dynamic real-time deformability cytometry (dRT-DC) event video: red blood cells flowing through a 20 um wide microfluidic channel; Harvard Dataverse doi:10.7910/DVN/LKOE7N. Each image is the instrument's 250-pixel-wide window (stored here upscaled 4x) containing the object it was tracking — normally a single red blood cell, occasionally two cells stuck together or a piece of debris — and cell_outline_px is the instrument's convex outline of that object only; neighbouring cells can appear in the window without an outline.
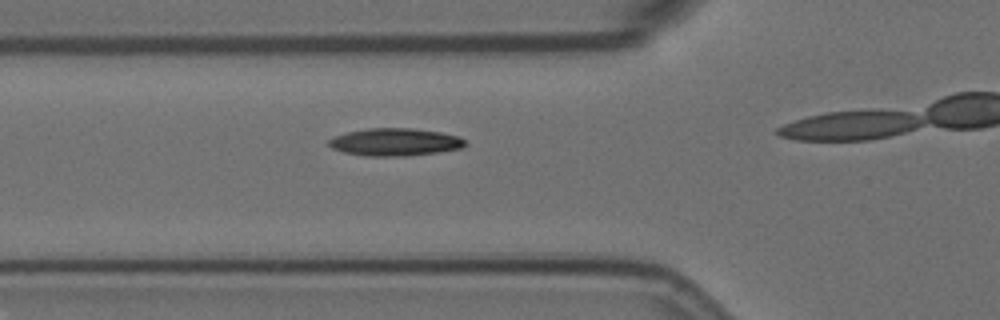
{"species": "Egyptian fruit bat (a non-hibernating species)", "species_latin": "Rousettus aegyptiacus", "temperature_condition": "room temperature", "stored_images_in_passage": 11, "camera_frame_rate_fps": 3000, "um_per_image_px": 0.085, "animal": {"sex": "female"}, "frame": {"image": 1, "passage_image": 7, "time_ms": 2.0, "image_size_px": [1000, 320], "cell_outline_px": [[468, 144], [460, 148], [436, 152], [408, 156], [364, 156], [344, 152], [332, 148], [328, 144], [328, 140], [336, 136], [348, 132], [368, 128], [412, 128], [440, 132], [460, 136]], "centroid_in_image_um": [33.58, 12.07], "position_along_channel_um": 92.2, "area_um2": 21.85}}
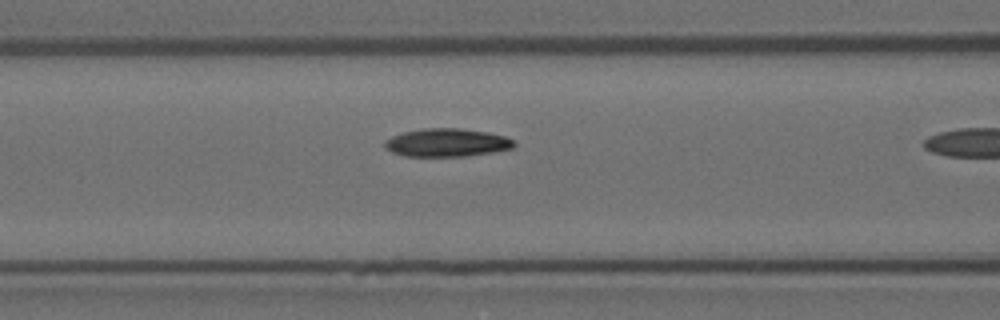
{"frame": {"image": 2, "passage_image": 10, "time_ms": 3.0, "image_size_px": [1000, 320], "cell_outline_px": [[516, 144], [512, 148], [492, 152], [468, 156], [404, 156], [392, 152], [384, 144], [384, 140], [392, 136], [404, 132], [424, 128], [460, 128], [488, 132], [504, 136], [512, 140]], "centroid_in_image_um": [37.98, 12.12], "position_along_channel_um": 128.6, "area_um2": 21.1}}